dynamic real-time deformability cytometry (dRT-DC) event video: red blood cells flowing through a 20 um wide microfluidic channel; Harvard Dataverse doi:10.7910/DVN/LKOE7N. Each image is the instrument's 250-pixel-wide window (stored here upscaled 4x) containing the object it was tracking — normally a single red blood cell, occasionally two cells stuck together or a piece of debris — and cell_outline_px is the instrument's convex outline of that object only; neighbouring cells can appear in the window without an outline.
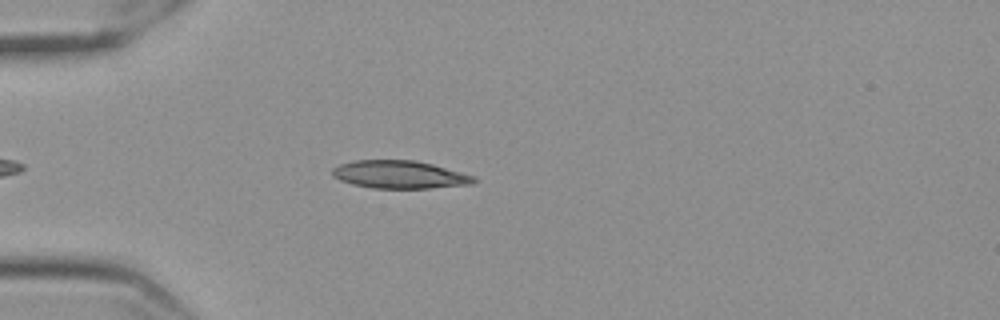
{"species": "Egyptian fruit bat (a non-hibernating species)", "species_latin": "Rousettus aegyptiacus", "temperature_condition": "cold", "stored_images_in_passage": 49, "camera_frame_rate_fps": 3000, "um_per_image_px": 0.085, "frame": {"image": 1, "passage_image": 8, "time_ms": 2.333, "image_size_px": [1000, 320], "cell_outline_px": [[476, 180], [472, 184], [432, 188], [372, 188], [352, 184], [340, 180], [332, 176], [332, 168], [340, 164], [352, 160], [416, 160], [432, 164], [476, 176]], "centroid_in_image_um": [33.95, 14.83], "position_along_channel_um": 51.0, "area_um2": 23.06}}
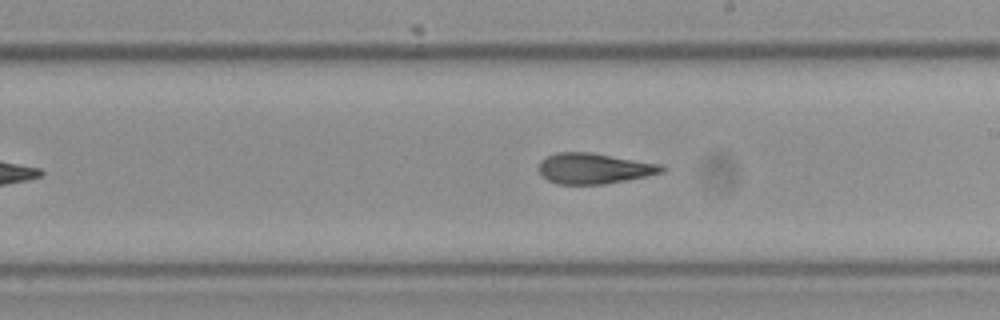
{"frame": {"image": 2, "passage_image": 25, "time_ms": 8.0, "image_size_px": [1000, 320], "cell_outline_px": [[664, 172], [604, 184], [556, 184], [548, 180], [540, 172], [540, 160], [556, 152], [592, 152], [664, 164]], "centroid_in_image_um": [50.52, 14.3], "position_along_channel_um": 238.5, "area_um2": 21.91}}
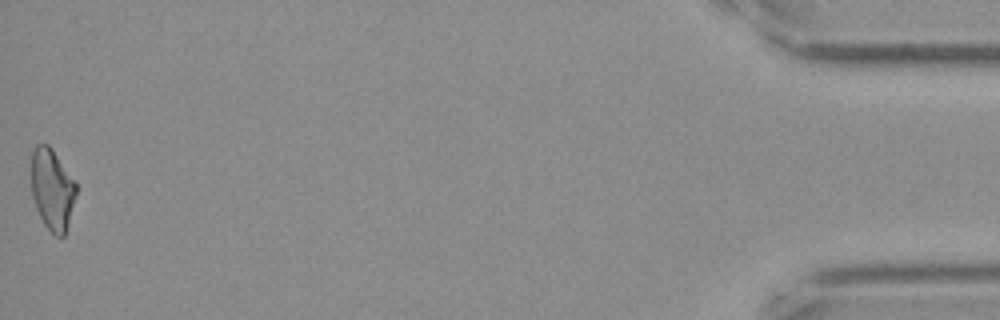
{"frame": {"image": 3, "passage_image": 49, "time_ms": 16.0, "image_size_px": [1000, 320], "cell_outline_px": [[76, 196], [64, 236], [56, 236], [44, 224], [36, 208], [32, 196], [32, 152], [36, 144], [48, 144], [52, 148], [76, 184]], "centroid_in_image_um": [4.43, 16.08], "position_along_channel_um": 430.8, "area_um2": 20.87}, "authors_computed_cell_mechanics": {"area_um2": 21.964, "velocity_mm_per_s": 3.5452, "shape_relaxation_time_tau1_ms": null, "shape_relaxation_time_tau2_ms": 3.4735, "deformation_change_tau1": null, "deformation_change_tau2": 0.1}}